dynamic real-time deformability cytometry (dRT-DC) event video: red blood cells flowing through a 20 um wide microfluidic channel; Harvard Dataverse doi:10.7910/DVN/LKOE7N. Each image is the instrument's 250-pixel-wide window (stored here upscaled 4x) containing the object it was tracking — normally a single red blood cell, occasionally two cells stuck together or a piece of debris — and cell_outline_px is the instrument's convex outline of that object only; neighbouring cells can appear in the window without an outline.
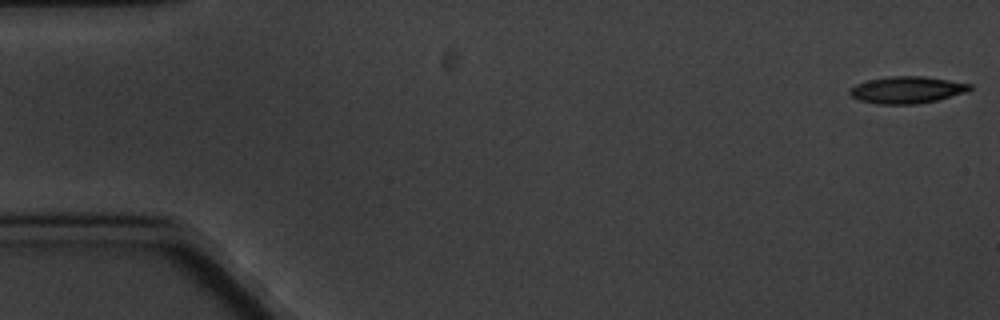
{"species": "common noctule bat (a hibernating species)", "species_latin": "Nyctalus noctula", "temperature_condition": "cold", "stored_images_in_passage": 6, "camera_frame_rate_fps": 3000, "um_per_image_px": 0.085, "animal": {"sex": "male", "body_mass_g": 20.1, "forearm_length_mm": 53.5}, "frame": {"image": 1, "passage_image": 1, "time_ms": 0.0, "image_size_px": [1000, 320], "cell_outline_px": [[972, 88], [968, 92], [936, 100], [916, 104], [876, 104], [860, 100], [852, 96], [848, 92], [856, 84], [868, 80], [892, 76], [924, 76], [972, 84]], "centroid_in_image_um": [77.11, 7.64], "position_along_channel_um": 7.9, "area_um2": 18.73}}
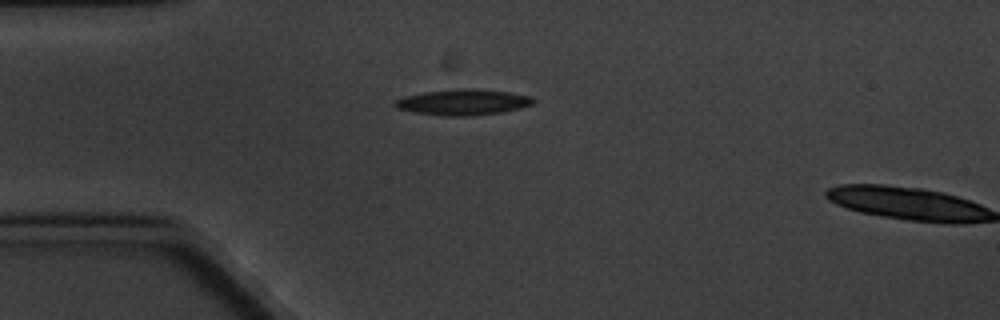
{"frame": {"image": 2, "passage_image": 5, "time_ms": 4.667, "image_size_px": [1000, 320], "cell_outline_px": [[536, 100], [532, 104], [520, 108], [500, 112], [472, 116], [444, 116], [416, 112], [396, 108], [392, 104], [396, 100], [404, 96], [424, 92], [460, 88], [476, 88], [508, 92], [532, 96]], "centroid_in_image_um": [39.37, 8.68], "position_along_channel_um": 45.6, "area_um2": 20.87}}